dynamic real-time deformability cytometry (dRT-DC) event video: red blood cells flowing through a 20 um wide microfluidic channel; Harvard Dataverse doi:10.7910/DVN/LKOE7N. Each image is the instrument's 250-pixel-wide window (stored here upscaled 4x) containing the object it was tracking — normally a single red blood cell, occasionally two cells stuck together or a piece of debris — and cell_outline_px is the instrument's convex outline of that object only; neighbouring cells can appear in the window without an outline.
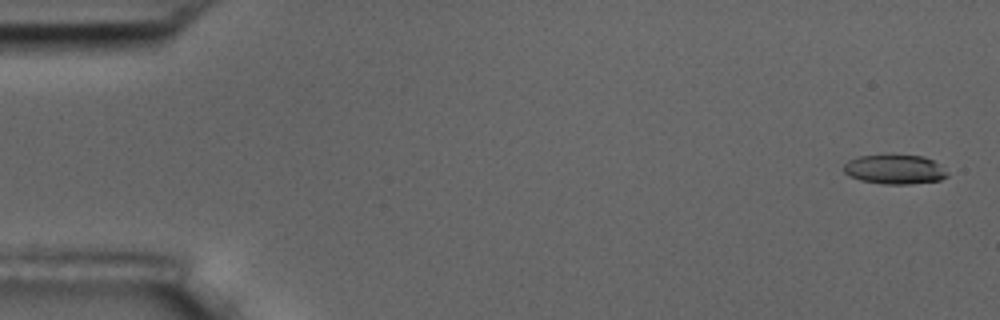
{"species": "common noctule bat (a hibernating species)", "species_latin": "Nyctalus noctula", "temperature_condition": "room temperature", "stored_images_in_passage": 15, "camera_frame_rate_fps": 3000, "um_per_image_px": 0.085, "animal": {"sex": "male", "body_mass_g": 17.5, "forearm_length_mm": 52.3}, "frame": {"image": 1, "passage_image": 1, "time_ms": 0.0, "image_size_px": [1000, 320], "cell_outline_px": [[948, 176], [940, 180], [908, 184], [884, 184], [860, 180], [848, 176], [844, 172], [844, 164], [848, 160], [860, 156], [884, 152], [924, 156], [932, 160], [948, 172]], "centroid_in_image_um": [76.01, 14.35], "position_along_channel_um": 9.0, "area_um2": 18.38}}
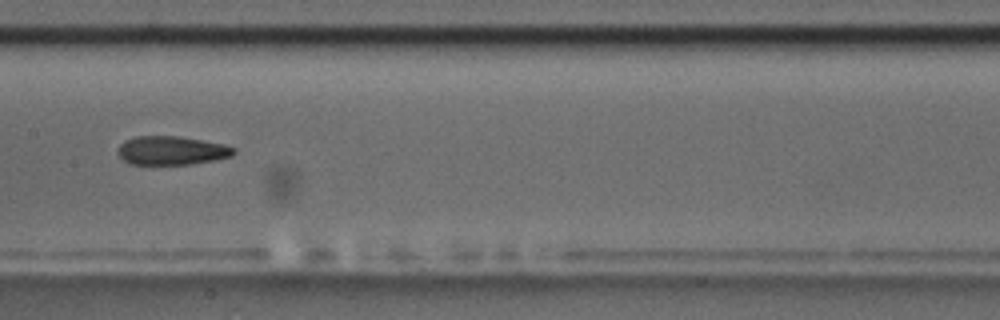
{"frame": {"image": 2, "passage_image": 8, "time_ms": 9.0, "image_size_px": [1000, 320], "cell_outline_px": [[236, 152], [232, 156], [192, 164], [132, 164], [124, 160], [120, 156], [120, 144], [124, 140], [136, 136], [180, 136], [220, 144], [236, 148]], "centroid_in_image_um": [14.59, 12.79], "position_along_channel_um": 192.8, "area_um2": 19.07}}
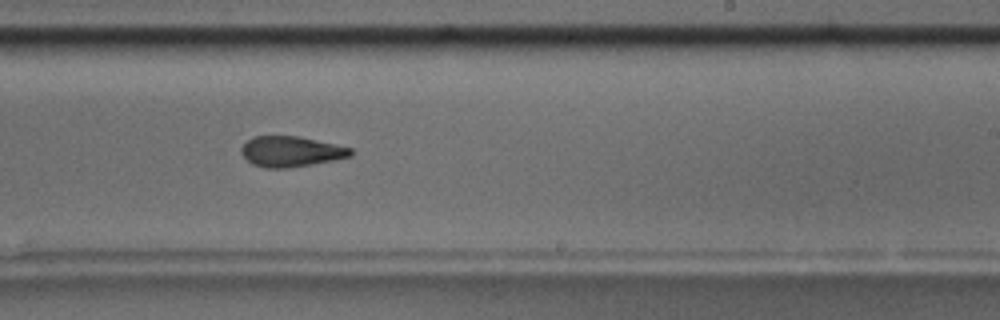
{"frame": {"image": 3, "passage_image": 10, "time_ms": 11.0, "image_size_px": [1000, 320], "cell_outline_px": [[352, 156], [336, 160], [288, 168], [264, 168], [252, 164], [240, 152], [240, 148], [252, 136], [300, 136], [336, 144], [352, 148]], "centroid_in_image_um": [24.74, 12.88], "position_along_channel_um": 264.3, "area_um2": 19.59}, "authors_computed_cell_mechanics": {"area_um2": 19.5942, "velocity_mm_per_s": 3.5794, "shape_relaxation_time_tau1_ms": 6.228, "shape_relaxation_time_tau2_ms": 3.1573, "deformation_change_tau1": 0.1407, "deformation_change_tau2": 0.103}}